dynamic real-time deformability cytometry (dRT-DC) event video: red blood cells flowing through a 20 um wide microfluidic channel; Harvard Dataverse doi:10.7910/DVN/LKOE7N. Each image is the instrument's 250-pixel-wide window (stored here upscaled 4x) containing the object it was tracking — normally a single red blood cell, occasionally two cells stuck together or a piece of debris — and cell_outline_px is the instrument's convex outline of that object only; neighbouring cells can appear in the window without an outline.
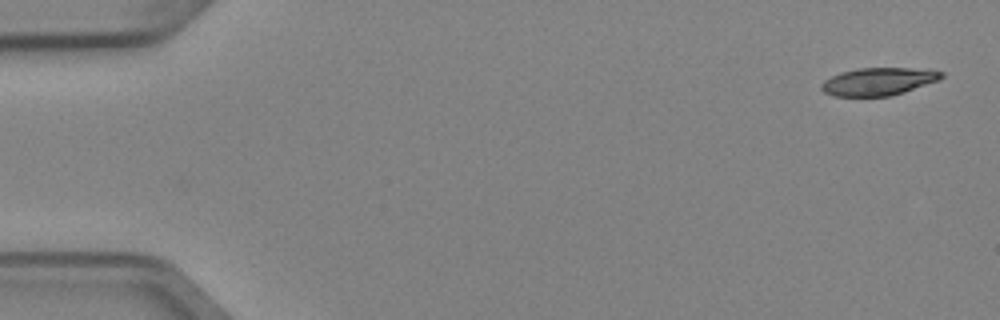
{"species": "Egyptian fruit bat (a non-hibernating species)", "species_latin": "Rousettus aegyptiacus", "temperature_condition": "cold", "stored_images_in_passage": 6, "camera_frame_rate_fps": 3000, "um_per_image_px": 0.085, "animal": {"sex": "female"}, "frame": {"image": 1, "passage_image": 1, "time_ms": 0.0, "image_size_px": [1000, 320], "cell_outline_px": [[944, 76], [940, 80], [904, 92], [888, 96], [836, 96], [824, 92], [820, 88], [820, 84], [824, 80], [840, 72], [856, 68], [928, 68], [944, 72]], "centroid_in_image_um": [74.7, 6.91], "position_along_channel_um": 10.3, "area_um2": 19.59}}
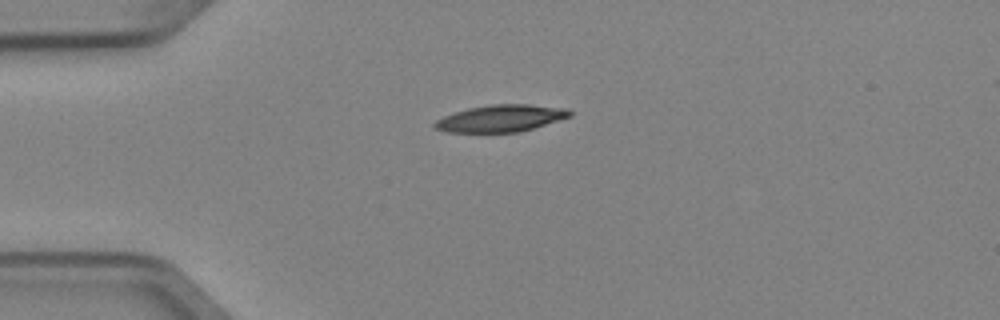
{"frame": {"image": 2, "passage_image": 4, "time_ms": 1.0, "image_size_px": [1000, 320], "cell_outline_px": [[572, 116], [520, 132], [444, 132], [432, 128], [432, 124], [436, 120], [444, 116], [468, 108], [492, 104], [528, 104], [568, 108], [572, 112]], "centroid_in_image_um": [42.56, 10.06], "position_along_channel_um": 42.4, "area_um2": 21.33}}
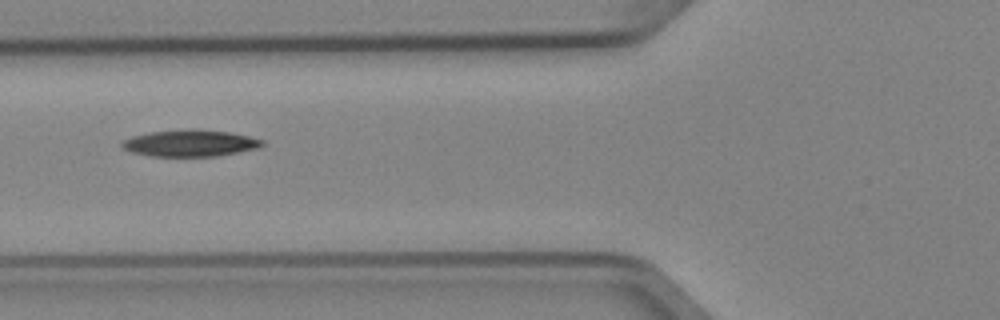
{"frame": {"image": 3, "passage_image": 6, "time_ms": 1.667, "image_size_px": [1000, 320], "cell_outline_px": [[264, 144], [260, 148], [216, 156], [152, 156], [132, 152], [124, 148], [120, 144], [124, 140], [132, 136], [148, 132], [192, 128], [196, 128], [228, 132], [248, 136], [264, 140]], "centroid_in_image_um": [16.18, 12.16], "position_along_channel_um": 109.6, "area_um2": 21.85}}